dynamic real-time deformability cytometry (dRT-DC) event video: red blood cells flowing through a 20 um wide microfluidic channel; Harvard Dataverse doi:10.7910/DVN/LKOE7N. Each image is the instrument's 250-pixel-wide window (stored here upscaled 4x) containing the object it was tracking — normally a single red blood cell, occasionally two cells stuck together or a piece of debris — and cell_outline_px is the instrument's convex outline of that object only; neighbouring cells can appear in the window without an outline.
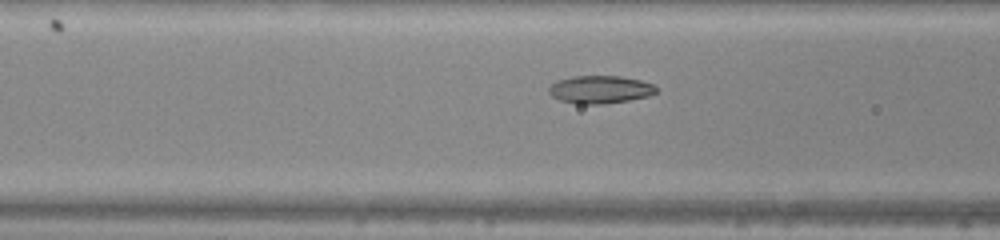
{"species": "common noctule bat (a hibernating species)", "species_latin": "Nyctalus noctula", "temperature_condition": "warm", "stored_images_in_passage": 34, "camera_frame_rate_fps": 3000, "um_per_image_px": 0.085, "animal": {"sex": "male", "body_mass_g": 20.0, "forearm_length_mm": 53.3}, "frame": {"image": 1, "passage_image": 6, "time_ms": 1.667, "image_size_px": [1000, 240], "cell_outline_px": [[656, 92], [648, 96], [628, 100], [604, 104], [576, 104], [560, 100], [552, 96], [548, 92], [548, 88], [552, 84], [560, 80], [572, 76], [620, 76], [640, 80], [652, 84], [656, 88]], "centroid_in_image_um": [50.99, 7.61], "position_along_channel_um": 115.6, "area_um2": 17.28}}
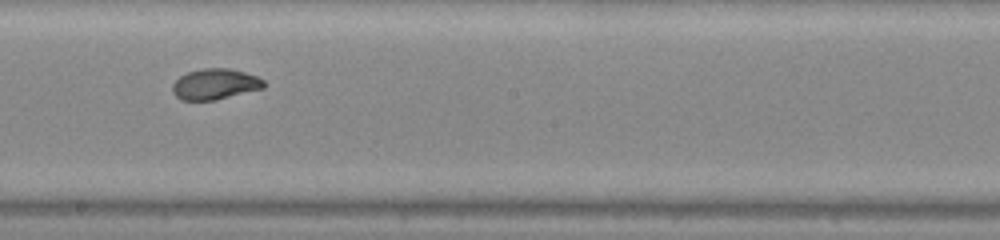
{"frame": {"image": 2, "passage_image": 14, "time_ms": 4.333, "image_size_px": [1000, 240], "cell_outline_px": [[264, 88], [216, 100], [180, 100], [172, 92], [172, 84], [180, 76], [188, 72], [204, 68], [228, 68], [244, 72], [256, 76], [264, 80]], "centroid_in_image_um": [18.26, 7.16], "position_along_channel_um": 229.9, "area_um2": 16.36}}
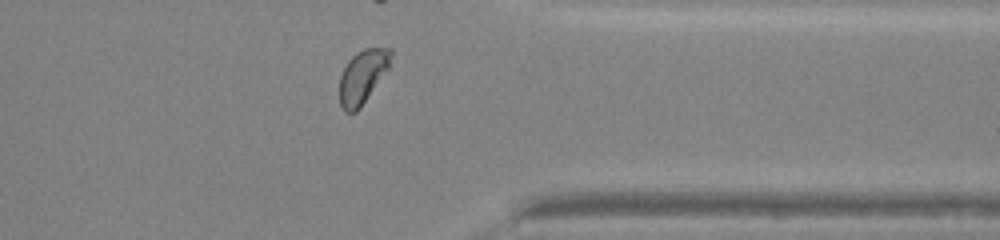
{"frame": {"image": 3, "passage_image": 25, "time_ms": 8.0, "image_size_px": [1000, 240], "cell_outline_px": [[392, 52], [388, 68], [360, 108], [356, 112], [344, 112], [340, 104], [340, 76], [348, 60], [356, 52], [364, 48], [392, 48]], "centroid_in_image_um": [30.8, 6.5], "position_along_channel_um": 380.6, "area_um2": 15.78}, "authors_computed_cell_mechanics": {"area_um2": 16.7331, "velocity_mm_per_s": 4.2825, "shape_relaxation_time_tau1_ms": null, "shape_relaxation_time_tau2_ms": 0.892, "deformation_change_tau1": null, "deformation_change_tau2": 0.0428}}